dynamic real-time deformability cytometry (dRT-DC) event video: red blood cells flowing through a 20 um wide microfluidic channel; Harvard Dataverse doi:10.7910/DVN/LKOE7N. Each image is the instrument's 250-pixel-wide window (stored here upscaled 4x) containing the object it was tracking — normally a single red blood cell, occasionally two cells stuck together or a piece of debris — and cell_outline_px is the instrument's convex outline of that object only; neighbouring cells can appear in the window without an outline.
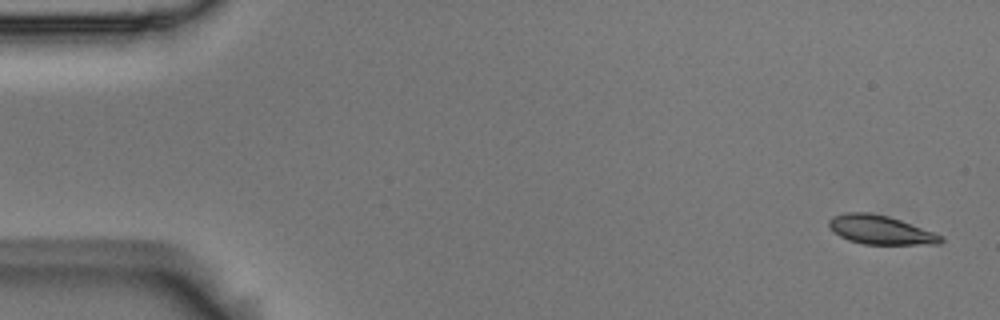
{"species": "Egyptian fruit bat (a non-hibernating species)", "species_latin": "Rousettus aegyptiacus", "temperature_condition": "room temperature", "stored_images_in_passage": 5, "camera_frame_rate_fps": 3000, "um_per_image_px": 0.085, "animal": {"sex": "male"}, "frame": {"image": 1, "passage_image": 1, "time_ms": 0.0, "image_size_px": [1000, 320], "cell_outline_px": [[944, 240], [940, 244], [864, 244], [848, 240], [840, 236], [828, 224], [828, 220], [832, 216], [844, 212], [868, 212], [888, 216], [900, 220], [944, 236]], "centroid_in_image_um": [74.84, 19.53], "position_along_channel_um": 10.2, "area_um2": 18.73}}
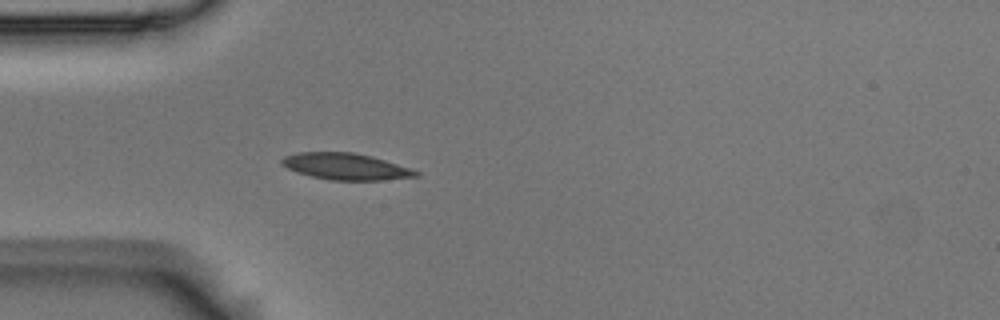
{"frame": {"image": 2, "passage_image": 5, "time_ms": 1.333, "image_size_px": [1000, 320], "cell_outline_px": [[420, 176], [384, 180], [328, 180], [296, 172], [280, 164], [280, 160], [284, 156], [296, 152], [352, 152], [372, 156], [412, 168], [420, 172]], "centroid_in_image_um": [29.4, 14.15], "position_along_channel_um": 55.6, "area_um2": 20.92}}